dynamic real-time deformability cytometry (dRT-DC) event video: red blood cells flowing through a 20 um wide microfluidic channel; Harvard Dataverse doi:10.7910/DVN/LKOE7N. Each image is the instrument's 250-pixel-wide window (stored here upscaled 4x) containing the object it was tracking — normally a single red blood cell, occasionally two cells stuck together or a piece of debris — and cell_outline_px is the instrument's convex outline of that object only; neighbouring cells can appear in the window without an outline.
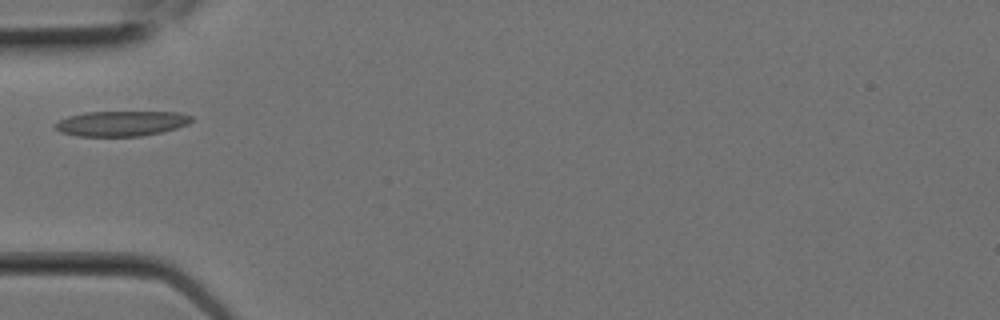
{"species": "Egyptian fruit bat (a non-hibernating species)", "species_latin": "Rousettus aegyptiacus", "temperature_condition": "room temperature", "stored_images_in_passage": 5, "camera_frame_rate_fps": 3000, "um_per_image_px": 0.085, "animal": {"sex": "female"}, "frame": {"image": 1, "passage_image": 3, "time_ms": 0.667, "image_size_px": [1000, 320], "cell_outline_px": [[192, 120], [188, 124], [176, 128], [160, 132], [140, 136], [76, 136], [60, 132], [52, 124], [68, 116], [84, 112], [180, 112], [192, 116]], "centroid_in_image_um": [10.29, 10.49], "position_along_channel_um": 74.7, "area_um2": 20.0}}
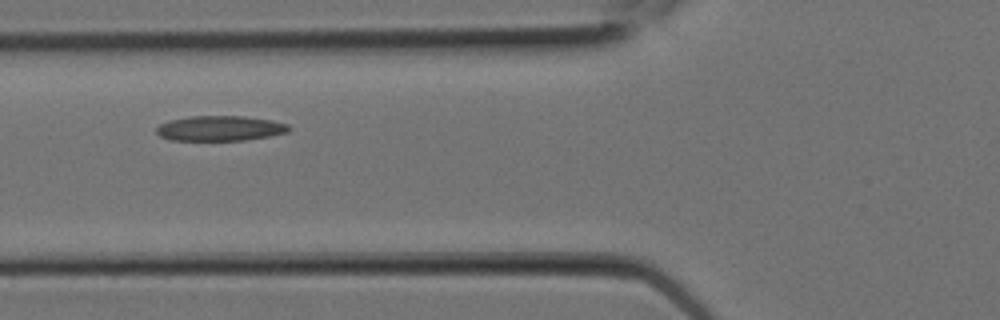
{"frame": {"image": 2, "passage_image": 4, "time_ms": 1.0, "image_size_px": [1000, 320], "cell_outline_px": [[292, 128], [288, 132], [248, 140], [168, 140], [160, 136], [156, 132], [156, 128], [160, 124], [168, 120], [188, 116], [244, 116], [272, 120], [288, 124]], "centroid_in_image_um": [18.7, 10.9], "position_along_channel_um": 107.1, "area_um2": 19.54}}
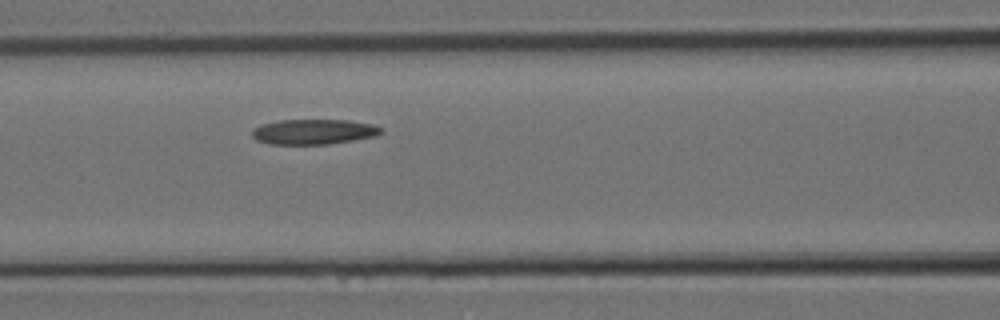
{"frame": {"image": 3, "passage_image": 5, "time_ms": 1.333, "image_size_px": [1000, 320], "cell_outline_px": [[384, 132], [376, 136], [328, 144], [268, 144], [256, 140], [252, 136], [252, 128], [260, 124], [280, 120], [348, 120], [372, 124], [380, 128]], "centroid_in_image_um": [26.62, 11.2], "position_along_channel_um": 140.0, "area_um2": 18.96}}